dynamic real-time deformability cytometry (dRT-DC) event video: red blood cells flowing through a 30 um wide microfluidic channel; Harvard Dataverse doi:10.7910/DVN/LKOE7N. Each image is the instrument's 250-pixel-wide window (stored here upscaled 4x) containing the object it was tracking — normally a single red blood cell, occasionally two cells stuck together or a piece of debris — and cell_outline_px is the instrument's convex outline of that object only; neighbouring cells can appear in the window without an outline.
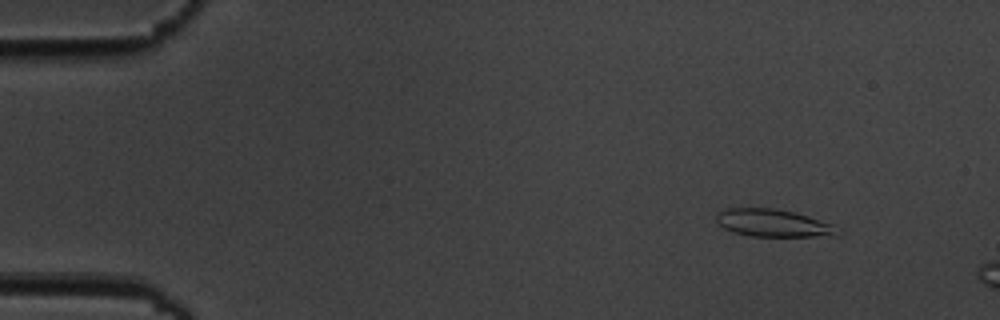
{"species": "common noctule bat (a hibernating species)", "species_latin": "Nyctalus noctula", "temperature_condition": "cold", "stored_images_in_passage": 4, "camera_frame_rate_fps": 3000, "um_per_image_px": 0.085, "animal": {"sex": "male", "body_mass_g": 19.5, "forearm_length_mm": 54.6}, "frame": {"image": 1, "passage_image": 2, "time_ms": 1.0, "image_size_px": [1000, 320], "cell_outline_px": [[844, 232], [836, 236], [748, 236], [732, 232], [724, 228], [716, 220], [716, 212], [728, 208], [776, 208], [808, 216], [832, 224]], "centroid_in_image_um": [65.74, 18.97], "position_along_channel_um": 19.3, "area_um2": 19.59}}